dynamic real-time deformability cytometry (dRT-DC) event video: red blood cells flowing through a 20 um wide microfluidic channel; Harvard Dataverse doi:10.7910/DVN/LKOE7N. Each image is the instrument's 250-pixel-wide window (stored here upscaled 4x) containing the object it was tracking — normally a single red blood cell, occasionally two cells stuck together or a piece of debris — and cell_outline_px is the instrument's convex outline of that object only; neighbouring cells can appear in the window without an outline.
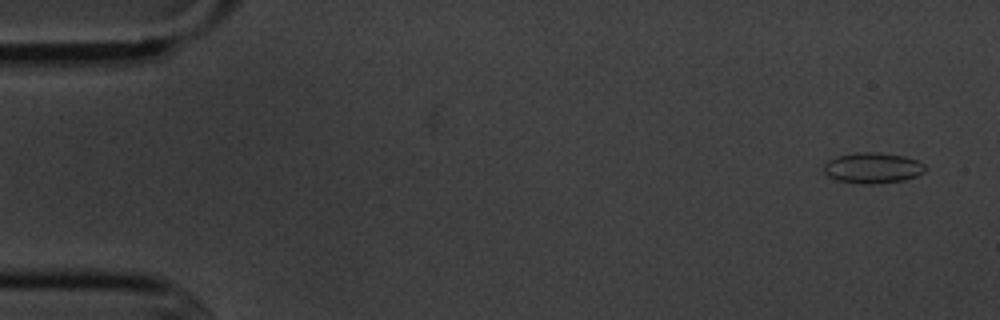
{"species": "common noctule bat (a hibernating species)", "species_latin": "Nyctalus noctula", "temperature_condition": "cold", "stored_images_in_passage": 5, "camera_frame_rate_fps": 3000, "um_per_image_px": 0.085, "animal": {"sex": "male", "body_mass_g": 20.1, "forearm_length_mm": 53.5}, "frame": {"image": 1, "passage_image": 1, "time_ms": 0.0, "image_size_px": [1000, 320], "cell_outline_px": [[924, 172], [916, 176], [904, 180], [872, 184], [864, 184], [836, 180], [828, 176], [824, 172], [824, 164], [828, 160], [836, 156], [856, 152], [876, 152], [904, 156], [916, 160], [924, 164]], "centroid_in_image_um": [74.14, 14.27], "position_along_channel_um": 10.9, "area_um2": 18.09}}
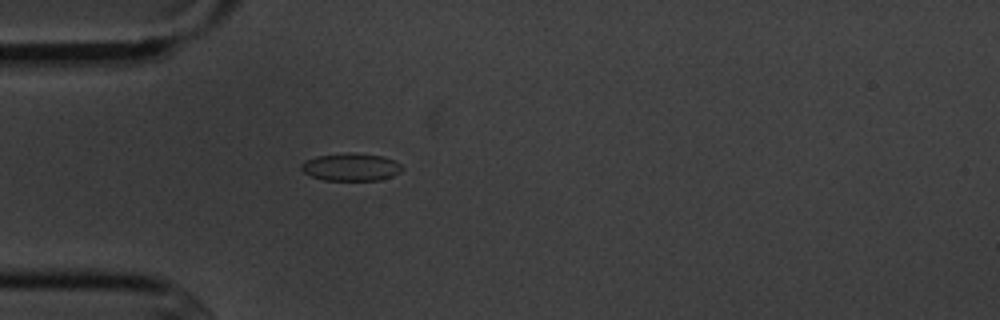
{"frame": {"image": 2, "passage_image": 5, "time_ms": 4.333, "image_size_px": [1000, 320], "cell_outline_px": [[404, 168], [400, 172], [392, 176], [380, 180], [324, 180], [312, 176], [304, 172], [300, 168], [300, 164], [304, 160], [316, 156], [348, 152], [352, 152], [384, 156], [400, 164]], "centroid_in_image_um": [29.82, 14.19], "position_along_channel_um": 55.2, "area_um2": 16.36}}